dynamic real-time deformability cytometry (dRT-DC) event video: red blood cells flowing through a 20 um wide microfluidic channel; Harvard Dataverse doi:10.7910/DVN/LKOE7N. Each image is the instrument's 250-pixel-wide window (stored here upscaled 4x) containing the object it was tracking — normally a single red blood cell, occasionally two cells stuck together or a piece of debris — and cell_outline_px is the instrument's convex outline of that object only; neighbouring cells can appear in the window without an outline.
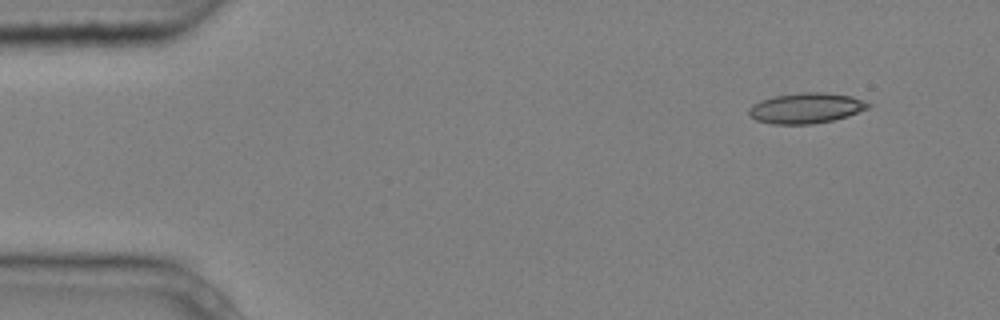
{"species": "common noctule bat (a hibernating species)", "species_latin": "Nyctalus noctula", "temperature_condition": "cold", "stored_images_in_passage": 5, "camera_frame_rate_fps": 3000, "um_per_image_px": 0.085, "animal": {"sex": "male", "body_mass_g": 20.4}, "frame": {"image": 1, "passage_image": 1, "time_ms": 0.0, "image_size_px": [1000, 320], "cell_outline_px": [[872, 104], [868, 108], [848, 116], [832, 120], [812, 124], [772, 124], [756, 120], [748, 116], [748, 108], [752, 104], [760, 100], [776, 96], [800, 92], [824, 92], [852, 96], [864, 100]], "centroid_in_image_um": [68.5, 9.19], "position_along_channel_um": 16.5, "area_um2": 21.33}}
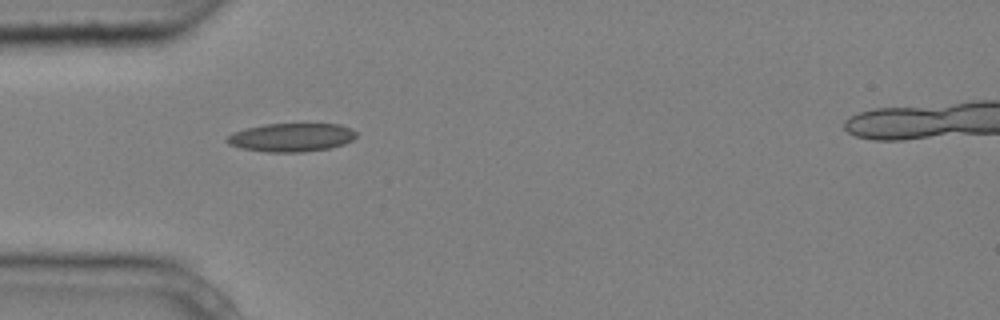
{"frame": {"image": 2, "passage_image": 4, "time_ms": 1.0, "image_size_px": [1000, 320], "cell_outline_px": [[356, 136], [352, 140], [344, 144], [328, 148], [304, 152], [268, 152], [240, 148], [228, 144], [224, 140], [232, 132], [264, 124], [340, 124], [352, 128], [356, 132]], "centroid_in_image_um": [24.76, 11.68], "position_along_channel_um": 60.2, "area_um2": 21.5}}
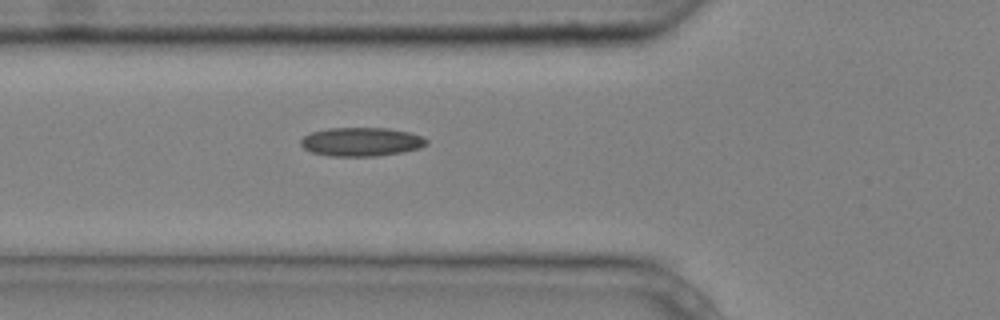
{"frame": {"image": 3, "passage_image": 5, "time_ms": 1.333, "image_size_px": [1000, 320], "cell_outline_px": [[428, 144], [420, 148], [400, 152], [376, 156], [328, 156], [312, 152], [304, 148], [300, 144], [300, 140], [304, 136], [312, 132], [328, 128], [388, 128], [408, 132], [420, 136], [428, 140]], "centroid_in_image_um": [30.69, 12.05], "position_along_channel_um": 95.1, "area_um2": 20.98}}